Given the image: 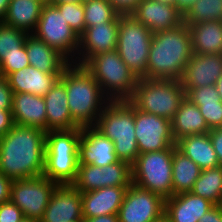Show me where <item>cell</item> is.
Masks as SVG:
<instances>
[{
    "label": "cell",
    "mask_w": 222,
    "mask_h": 222,
    "mask_svg": "<svg viewBox=\"0 0 222 222\" xmlns=\"http://www.w3.org/2000/svg\"><path fill=\"white\" fill-rule=\"evenodd\" d=\"M155 1L175 6V0H155Z\"/></svg>",
    "instance_id": "cell-51"
},
{
    "label": "cell",
    "mask_w": 222,
    "mask_h": 222,
    "mask_svg": "<svg viewBox=\"0 0 222 222\" xmlns=\"http://www.w3.org/2000/svg\"><path fill=\"white\" fill-rule=\"evenodd\" d=\"M155 222H170L165 216Z\"/></svg>",
    "instance_id": "cell-52"
},
{
    "label": "cell",
    "mask_w": 222,
    "mask_h": 222,
    "mask_svg": "<svg viewBox=\"0 0 222 222\" xmlns=\"http://www.w3.org/2000/svg\"><path fill=\"white\" fill-rule=\"evenodd\" d=\"M165 200L135 184L124 195L118 211L119 222H155L164 216Z\"/></svg>",
    "instance_id": "cell-12"
},
{
    "label": "cell",
    "mask_w": 222,
    "mask_h": 222,
    "mask_svg": "<svg viewBox=\"0 0 222 222\" xmlns=\"http://www.w3.org/2000/svg\"><path fill=\"white\" fill-rule=\"evenodd\" d=\"M86 28L110 21H119L120 13L109 0H89L83 2Z\"/></svg>",
    "instance_id": "cell-33"
},
{
    "label": "cell",
    "mask_w": 222,
    "mask_h": 222,
    "mask_svg": "<svg viewBox=\"0 0 222 222\" xmlns=\"http://www.w3.org/2000/svg\"><path fill=\"white\" fill-rule=\"evenodd\" d=\"M44 100L47 114V132L80 128L71 116L66 88L60 79L44 96Z\"/></svg>",
    "instance_id": "cell-23"
},
{
    "label": "cell",
    "mask_w": 222,
    "mask_h": 222,
    "mask_svg": "<svg viewBox=\"0 0 222 222\" xmlns=\"http://www.w3.org/2000/svg\"><path fill=\"white\" fill-rule=\"evenodd\" d=\"M131 15L152 33L171 30L183 23V15L176 6L155 0H141Z\"/></svg>",
    "instance_id": "cell-19"
},
{
    "label": "cell",
    "mask_w": 222,
    "mask_h": 222,
    "mask_svg": "<svg viewBox=\"0 0 222 222\" xmlns=\"http://www.w3.org/2000/svg\"><path fill=\"white\" fill-rule=\"evenodd\" d=\"M198 106L209 129L222 128V101L193 102Z\"/></svg>",
    "instance_id": "cell-37"
},
{
    "label": "cell",
    "mask_w": 222,
    "mask_h": 222,
    "mask_svg": "<svg viewBox=\"0 0 222 222\" xmlns=\"http://www.w3.org/2000/svg\"><path fill=\"white\" fill-rule=\"evenodd\" d=\"M48 1L10 0L4 24L31 34L37 27L42 8Z\"/></svg>",
    "instance_id": "cell-28"
},
{
    "label": "cell",
    "mask_w": 222,
    "mask_h": 222,
    "mask_svg": "<svg viewBox=\"0 0 222 222\" xmlns=\"http://www.w3.org/2000/svg\"><path fill=\"white\" fill-rule=\"evenodd\" d=\"M30 66L45 73H62L71 63L57 49L48 46L43 40L34 34H28L25 39Z\"/></svg>",
    "instance_id": "cell-25"
},
{
    "label": "cell",
    "mask_w": 222,
    "mask_h": 222,
    "mask_svg": "<svg viewBox=\"0 0 222 222\" xmlns=\"http://www.w3.org/2000/svg\"><path fill=\"white\" fill-rule=\"evenodd\" d=\"M10 0H0V23L5 20Z\"/></svg>",
    "instance_id": "cell-48"
},
{
    "label": "cell",
    "mask_w": 222,
    "mask_h": 222,
    "mask_svg": "<svg viewBox=\"0 0 222 222\" xmlns=\"http://www.w3.org/2000/svg\"><path fill=\"white\" fill-rule=\"evenodd\" d=\"M70 222H83V219H75V220H72Z\"/></svg>",
    "instance_id": "cell-54"
},
{
    "label": "cell",
    "mask_w": 222,
    "mask_h": 222,
    "mask_svg": "<svg viewBox=\"0 0 222 222\" xmlns=\"http://www.w3.org/2000/svg\"><path fill=\"white\" fill-rule=\"evenodd\" d=\"M194 195L222 204V166L204 169L191 191Z\"/></svg>",
    "instance_id": "cell-31"
},
{
    "label": "cell",
    "mask_w": 222,
    "mask_h": 222,
    "mask_svg": "<svg viewBox=\"0 0 222 222\" xmlns=\"http://www.w3.org/2000/svg\"><path fill=\"white\" fill-rule=\"evenodd\" d=\"M65 85L68 107L79 127L94 126L105 106L111 101L93 75L84 67L70 63L59 78Z\"/></svg>",
    "instance_id": "cell-3"
},
{
    "label": "cell",
    "mask_w": 222,
    "mask_h": 222,
    "mask_svg": "<svg viewBox=\"0 0 222 222\" xmlns=\"http://www.w3.org/2000/svg\"><path fill=\"white\" fill-rule=\"evenodd\" d=\"M128 187H103L81 192L83 218L118 214Z\"/></svg>",
    "instance_id": "cell-21"
},
{
    "label": "cell",
    "mask_w": 222,
    "mask_h": 222,
    "mask_svg": "<svg viewBox=\"0 0 222 222\" xmlns=\"http://www.w3.org/2000/svg\"><path fill=\"white\" fill-rule=\"evenodd\" d=\"M119 21H110L85 28L79 36V48L72 62L84 65L96 54L113 51L117 47Z\"/></svg>",
    "instance_id": "cell-15"
},
{
    "label": "cell",
    "mask_w": 222,
    "mask_h": 222,
    "mask_svg": "<svg viewBox=\"0 0 222 222\" xmlns=\"http://www.w3.org/2000/svg\"><path fill=\"white\" fill-rule=\"evenodd\" d=\"M62 73H45L33 66L8 74V85L13 93H30L44 97Z\"/></svg>",
    "instance_id": "cell-24"
},
{
    "label": "cell",
    "mask_w": 222,
    "mask_h": 222,
    "mask_svg": "<svg viewBox=\"0 0 222 222\" xmlns=\"http://www.w3.org/2000/svg\"><path fill=\"white\" fill-rule=\"evenodd\" d=\"M24 215L11 201L0 204V222H21Z\"/></svg>",
    "instance_id": "cell-39"
},
{
    "label": "cell",
    "mask_w": 222,
    "mask_h": 222,
    "mask_svg": "<svg viewBox=\"0 0 222 222\" xmlns=\"http://www.w3.org/2000/svg\"><path fill=\"white\" fill-rule=\"evenodd\" d=\"M58 184L45 176L13 180L10 201L18 206L24 218L40 221Z\"/></svg>",
    "instance_id": "cell-11"
},
{
    "label": "cell",
    "mask_w": 222,
    "mask_h": 222,
    "mask_svg": "<svg viewBox=\"0 0 222 222\" xmlns=\"http://www.w3.org/2000/svg\"><path fill=\"white\" fill-rule=\"evenodd\" d=\"M45 137L41 129L15 124L0 138V172L12 181L42 176Z\"/></svg>",
    "instance_id": "cell-1"
},
{
    "label": "cell",
    "mask_w": 222,
    "mask_h": 222,
    "mask_svg": "<svg viewBox=\"0 0 222 222\" xmlns=\"http://www.w3.org/2000/svg\"><path fill=\"white\" fill-rule=\"evenodd\" d=\"M28 66H30V63L28 60L27 50L24 45L18 50V53L5 56L0 61V74L6 77L8 74L19 71L20 69Z\"/></svg>",
    "instance_id": "cell-36"
},
{
    "label": "cell",
    "mask_w": 222,
    "mask_h": 222,
    "mask_svg": "<svg viewBox=\"0 0 222 222\" xmlns=\"http://www.w3.org/2000/svg\"><path fill=\"white\" fill-rule=\"evenodd\" d=\"M13 91L8 85L7 79L0 74V109L12 110Z\"/></svg>",
    "instance_id": "cell-40"
},
{
    "label": "cell",
    "mask_w": 222,
    "mask_h": 222,
    "mask_svg": "<svg viewBox=\"0 0 222 222\" xmlns=\"http://www.w3.org/2000/svg\"><path fill=\"white\" fill-rule=\"evenodd\" d=\"M84 67L93 75L102 92L111 101L128 100L139 80L123 62L116 49L96 54Z\"/></svg>",
    "instance_id": "cell-6"
},
{
    "label": "cell",
    "mask_w": 222,
    "mask_h": 222,
    "mask_svg": "<svg viewBox=\"0 0 222 222\" xmlns=\"http://www.w3.org/2000/svg\"><path fill=\"white\" fill-rule=\"evenodd\" d=\"M12 180L0 172V204L10 201Z\"/></svg>",
    "instance_id": "cell-44"
},
{
    "label": "cell",
    "mask_w": 222,
    "mask_h": 222,
    "mask_svg": "<svg viewBox=\"0 0 222 222\" xmlns=\"http://www.w3.org/2000/svg\"><path fill=\"white\" fill-rule=\"evenodd\" d=\"M193 55L189 26L154 32L148 55L146 79L180 80Z\"/></svg>",
    "instance_id": "cell-2"
},
{
    "label": "cell",
    "mask_w": 222,
    "mask_h": 222,
    "mask_svg": "<svg viewBox=\"0 0 222 222\" xmlns=\"http://www.w3.org/2000/svg\"><path fill=\"white\" fill-rule=\"evenodd\" d=\"M21 222H39V221L28 219V218H24V219H22Z\"/></svg>",
    "instance_id": "cell-53"
},
{
    "label": "cell",
    "mask_w": 222,
    "mask_h": 222,
    "mask_svg": "<svg viewBox=\"0 0 222 222\" xmlns=\"http://www.w3.org/2000/svg\"><path fill=\"white\" fill-rule=\"evenodd\" d=\"M215 87L222 101V75L218 78L217 82L215 83Z\"/></svg>",
    "instance_id": "cell-49"
},
{
    "label": "cell",
    "mask_w": 222,
    "mask_h": 222,
    "mask_svg": "<svg viewBox=\"0 0 222 222\" xmlns=\"http://www.w3.org/2000/svg\"><path fill=\"white\" fill-rule=\"evenodd\" d=\"M211 20L222 21V0H197L183 15L185 24Z\"/></svg>",
    "instance_id": "cell-32"
},
{
    "label": "cell",
    "mask_w": 222,
    "mask_h": 222,
    "mask_svg": "<svg viewBox=\"0 0 222 222\" xmlns=\"http://www.w3.org/2000/svg\"><path fill=\"white\" fill-rule=\"evenodd\" d=\"M32 34L43 40L48 46L57 49L70 62L76 59L79 36L68 25L54 4L45 3L37 27Z\"/></svg>",
    "instance_id": "cell-10"
},
{
    "label": "cell",
    "mask_w": 222,
    "mask_h": 222,
    "mask_svg": "<svg viewBox=\"0 0 222 222\" xmlns=\"http://www.w3.org/2000/svg\"><path fill=\"white\" fill-rule=\"evenodd\" d=\"M132 184L131 165L118 161L107 166L78 165L72 185L80 192H89L103 187H129Z\"/></svg>",
    "instance_id": "cell-13"
},
{
    "label": "cell",
    "mask_w": 222,
    "mask_h": 222,
    "mask_svg": "<svg viewBox=\"0 0 222 222\" xmlns=\"http://www.w3.org/2000/svg\"><path fill=\"white\" fill-rule=\"evenodd\" d=\"M84 219L81 192L72 184L58 185L39 222H70Z\"/></svg>",
    "instance_id": "cell-17"
},
{
    "label": "cell",
    "mask_w": 222,
    "mask_h": 222,
    "mask_svg": "<svg viewBox=\"0 0 222 222\" xmlns=\"http://www.w3.org/2000/svg\"><path fill=\"white\" fill-rule=\"evenodd\" d=\"M171 126L175 141L188 135L206 134L210 131L198 106L186 96L171 120Z\"/></svg>",
    "instance_id": "cell-26"
},
{
    "label": "cell",
    "mask_w": 222,
    "mask_h": 222,
    "mask_svg": "<svg viewBox=\"0 0 222 222\" xmlns=\"http://www.w3.org/2000/svg\"><path fill=\"white\" fill-rule=\"evenodd\" d=\"M113 7L121 14H131L141 0H109Z\"/></svg>",
    "instance_id": "cell-41"
},
{
    "label": "cell",
    "mask_w": 222,
    "mask_h": 222,
    "mask_svg": "<svg viewBox=\"0 0 222 222\" xmlns=\"http://www.w3.org/2000/svg\"><path fill=\"white\" fill-rule=\"evenodd\" d=\"M195 54H222V21L187 24Z\"/></svg>",
    "instance_id": "cell-29"
},
{
    "label": "cell",
    "mask_w": 222,
    "mask_h": 222,
    "mask_svg": "<svg viewBox=\"0 0 222 222\" xmlns=\"http://www.w3.org/2000/svg\"><path fill=\"white\" fill-rule=\"evenodd\" d=\"M186 97L192 102H221V98L218 94V91L216 90L215 85L190 89L186 93Z\"/></svg>",
    "instance_id": "cell-38"
},
{
    "label": "cell",
    "mask_w": 222,
    "mask_h": 222,
    "mask_svg": "<svg viewBox=\"0 0 222 222\" xmlns=\"http://www.w3.org/2000/svg\"><path fill=\"white\" fill-rule=\"evenodd\" d=\"M201 171L194 161L175 148L172 160L173 195L191 192Z\"/></svg>",
    "instance_id": "cell-30"
},
{
    "label": "cell",
    "mask_w": 222,
    "mask_h": 222,
    "mask_svg": "<svg viewBox=\"0 0 222 222\" xmlns=\"http://www.w3.org/2000/svg\"><path fill=\"white\" fill-rule=\"evenodd\" d=\"M14 124L36 127L47 132V114L44 97L30 93H13Z\"/></svg>",
    "instance_id": "cell-22"
},
{
    "label": "cell",
    "mask_w": 222,
    "mask_h": 222,
    "mask_svg": "<svg viewBox=\"0 0 222 222\" xmlns=\"http://www.w3.org/2000/svg\"><path fill=\"white\" fill-rule=\"evenodd\" d=\"M63 15L68 25L80 36L85 31L84 7L82 2L51 3Z\"/></svg>",
    "instance_id": "cell-35"
},
{
    "label": "cell",
    "mask_w": 222,
    "mask_h": 222,
    "mask_svg": "<svg viewBox=\"0 0 222 222\" xmlns=\"http://www.w3.org/2000/svg\"><path fill=\"white\" fill-rule=\"evenodd\" d=\"M153 33L131 14L120 15L116 50L138 78H146Z\"/></svg>",
    "instance_id": "cell-9"
},
{
    "label": "cell",
    "mask_w": 222,
    "mask_h": 222,
    "mask_svg": "<svg viewBox=\"0 0 222 222\" xmlns=\"http://www.w3.org/2000/svg\"><path fill=\"white\" fill-rule=\"evenodd\" d=\"M83 222H119V220L117 214H112L94 218H84Z\"/></svg>",
    "instance_id": "cell-46"
},
{
    "label": "cell",
    "mask_w": 222,
    "mask_h": 222,
    "mask_svg": "<svg viewBox=\"0 0 222 222\" xmlns=\"http://www.w3.org/2000/svg\"><path fill=\"white\" fill-rule=\"evenodd\" d=\"M208 134L217 154L219 164L222 166V128L211 129Z\"/></svg>",
    "instance_id": "cell-42"
},
{
    "label": "cell",
    "mask_w": 222,
    "mask_h": 222,
    "mask_svg": "<svg viewBox=\"0 0 222 222\" xmlns=\"http://www.w3.org/2000/svg\"><path fill=\"white\" fill-rule=\"evenodd\" d=\"M198 222H222V205H215Z\"/></svg>",
    "instance_id": "cell-45"
},
{
    "label": "cell",
    "mask_w": 222,
    "mask_h": 222,
    "mask_svg": "<svg viewBox=\"0 0 222 222\" xmlns=\"http://www.w3.org/2000/svg\"><path fill=\"white\" fill-rule=\"evenodd\" d=\"M80 135L81 127L46 132L43 176L58 185L72 184L75 181L79 165Z\"/></svg>",
    "instance_id": "cell-5"
},
{
    "label": "cell",
    "mask_w": 222,
    "mask_h": 222,
    "mask_svg": "<svg viewBox=\"0 0 222 222\" xmlns=\"http://www.w3.org/2000/svg\"><path fill=\"white\" fill-rule=\"evenodd\" d=\"M214 206L208 199L185 192L165 200L164 216L170 222H198Z\"/></svg>",
    "instance_id": "cell-20"
},
{
    "label": "cell",
    "mask_w": 222,
    "mask_h": 222,
    "mask_svg": "<svg viewBox=\"0 0 222 222\" xmlns=\"http://www.w3.org/2000/svg\"><path fill=\"white\" fill-rule=\"evenodd\" d=\"M135 136L139 154L176 146L171 120L142 112L134 107Z\"/></svg>",
    "instance_id": "cell-14"
},
{
    "label": "cell",
    "mask_w": 222,
    "mask_h": 222,
    "mask_svg": "<svg viewBox=\"0 0 222 222\" xmlns=\"http://www.w3.org/2000/svg\"><path fill=\"white\" fill-rule=\"evenodd\" d=\"M28 33L24 30L17 29L0 23V61L8 55L18 53V50L24 46Z\"/></svg>",
    "instance_id": "cell-34"
},
{
    "label": "cell",
    "mask_w": 222,
    "mask_h": 222,
    "mask_svg": "<svg viewBox=\"0 0 222 222\" xmlns=\"http://www.w3.org/2000/svg\"><path fill=\"white\" fill-rule=\"evenodd\" d=\"M14 125L12 110L0 109V138L5 136Z\"/></svg>",
    "instance_id": "cell-43"
},
{
    "label": "cell",
    "mask_w": 222,
    "mask_h": 222,
    "mask_svg": "<svg viewBox=\"0 0 222 222\" xmlns=\"http://www.w3.org/2000/svg\"><path fill=\"white\" fill-rule=\"evenodd\" d=\"M222 75V54H195L189 59L182 78V87L190 89L215 85Z\"/></svg>",
    "instance_id": "cell-18"
},
{
    "label": "cell",
    "mask_w": 222,
    "mask_h": 222,
    "mask_svg": "<svg viewBox=\"0 0 222 222\" xmlns=\"http://www.w3.org/2000/svg\"><path fill=\"white\" fill-rule=\"evenodd\" d=\"M185 96L180 80L139 78L128 101L142 112L172 120Z\"/></svg>",
    "instance_id": "cell-7"
},
{
    "label": "cell",
    "mask_w": 222,
    "mask_h": 222,
    "mask_svg": "<svg viewBox=\"0 0 222 222\" xmlns=\"http://www.w3.org/2000/svg\"><path fill=\"white\" fill-rule=\"evenodd\" d=\"M197 0H175L176 9L184 15Z\"/></svg>",
    "instance_id": "cell-47"
},
{
    "label": "cell",
    "mask_w": 222,
    "mask_h": 222,
    "mask_svg": "<svg viewBox=\"0 0 222 222\" xmlns=\"http://www.w3.org/2000/svg\"><path fill=\"white\" fill-rule=\"evenodd\" d=\"M176 148L202 170L220 166L208 133L182 137L176 141Z\"/></svg>",
    "instance_id": "cell-27"
},
{
    "label": "cell",
    "mask_w": 222,
    "mask_h": 222,
    "mask_svg": "<svg viewBox=\"0 0 222 222\" xmlns=\"http://www.w3.org/2000/svg\"><path fill=\"white\" fill-rule=\"evenodd\" d=\"M176 146L141 153L131 165L132 183L154 192L164 200L173 196L172 160Z\"/></svg>",
    "instance_id": "cell-8"
},
{
    "label": "cell",
    "mask_w": 222,
    "mask_h": 222,
    "mask_svg": "<svg viewBox=\"0 0 222 222\" xmlns=\"http://www.w3.org/2000/svg\"><path fill=\"white\" fill-rule=\"evenodd\" d=\"M49 3H74L81 2V0H49Z\"/></svg>",
    "instance_id": "cell-50"
},
{
    "label": "cell",
    "mask_w": 222,
    "mask_h": 222,
    "mask_svg": "<svg viewBox=\"0 0 222 222\" xmlns=\"http://www.w3.org/2000/svg\"><path fill=\"white\" fill-rule=\"evenodd\" d=\"M114 149V143L102 135L93 126L81 127V135L78 144V163L107 166L118 162Z\"/></svg>",
    "instance_id": "cell-16"
},
{
    "label": "cell",
    "mask_w": 222,
    "mask_h": 222,
    "mask_svg": "<svg viewBox=\"0 0 222 222\" xmlns=\"http://www.w3.org/2000/svg\"><path fill=\"white\" fill-rule=\"evenodd\" d=\"M114 143L120 161L132 165L139 155L135 136L134 106L128 100L110 101L93 126Z\"/></svg>",
    "instance_id": "cell-4"
}]
</instances>
